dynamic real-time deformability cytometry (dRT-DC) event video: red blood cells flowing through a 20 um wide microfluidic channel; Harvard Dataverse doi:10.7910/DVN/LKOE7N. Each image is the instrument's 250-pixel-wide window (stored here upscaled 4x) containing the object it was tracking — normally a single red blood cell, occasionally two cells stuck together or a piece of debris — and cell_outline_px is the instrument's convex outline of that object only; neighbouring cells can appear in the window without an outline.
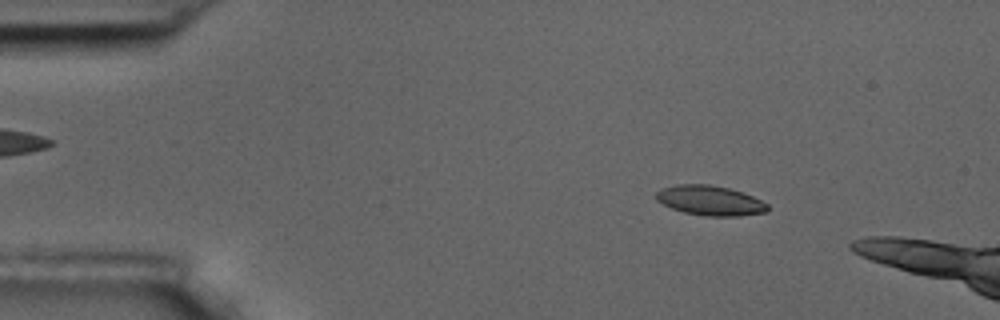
{"species": "common noctule bat (a hibernating species)", "species_latin": "Nyctalus noctula", "temperature_condition": "room temperature", "stored_images_in_passage": 51, "camera_frame_rate_fps": 3000, "um_per_image_px": 0.085, "animal": {"sex": "male", "body_mass_g": 17.5, "forearm_length_mm": 52.3}, "frame": {"image": 1, "passage_image": 8, "time_ms": 2.333, "image_size_px": [1000, 320], "cell_outline_px": [[768, 212], [740, 216], [704, 216], [684, 212], [672, 208], [656, 200], [656, 192], [660, 188], [676, 184], [708, 184], [728, 188], [744, 192], [768, 204]], "centroid_in_image_um": [60.36, 17.04], "position_along_channel_um": 24.6, "area_um2": 19.48}}
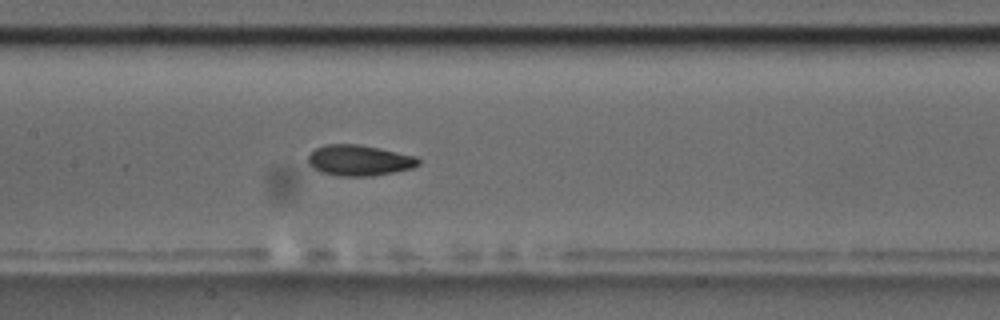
{"frame": {"image": 2, "passage_image": 27, "time_ms": 8.667, "image_size_px": [1000, 320], "cell_outline_px": [[420, 164], [412, 168], [396, 172], [372, 176], [340, 176], [320, 172], [312, 168], [308, 164], [308, 156], [316, 148], [324, 144], [356, 144], [380, 148], [416, 156], [420, 160]], "centroid_in_image_um": [30.53, 13.63], "position_along_channel_um": 176.9, "area_um2": 19.94}}
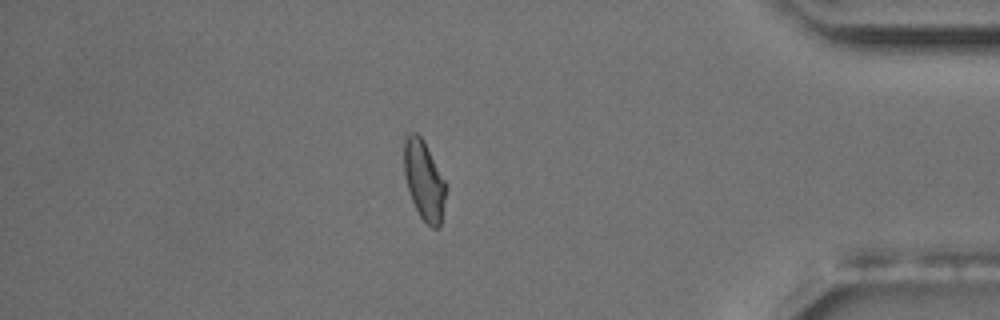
{"frame": {"image": 3, "passage_image": 49, "time_ms": 16.0, "image_size_px": [1000, 320], "cell_outline_px": [[448, 188], [440, 228], [432, 228], [420, 216], [412, 200], [404, 176], [404, 136], [408, 132], [416, 132], [424, 140], [448, 184]], "centroid_in_image_um": [36.07, 15.31], "position_along_channel_um": 399.1, "area_um2": 19.88}}